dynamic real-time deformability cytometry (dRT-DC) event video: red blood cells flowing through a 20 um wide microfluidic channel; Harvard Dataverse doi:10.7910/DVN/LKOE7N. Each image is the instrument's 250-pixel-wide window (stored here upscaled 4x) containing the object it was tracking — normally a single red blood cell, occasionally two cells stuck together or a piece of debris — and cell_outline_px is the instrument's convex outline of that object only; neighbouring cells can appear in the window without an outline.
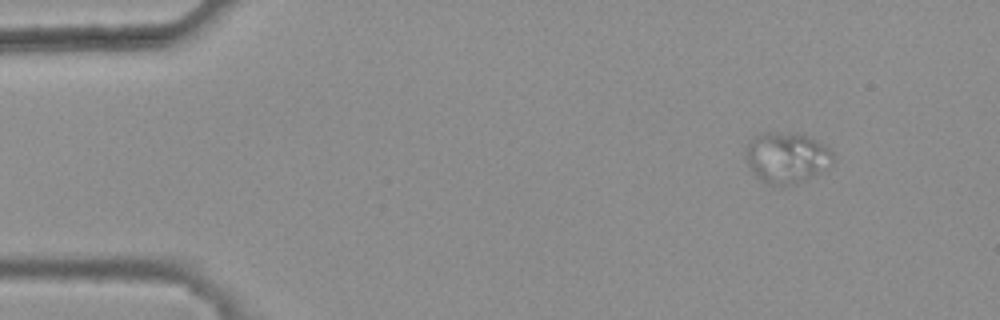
{"species": "common noctule bat (a hibernating species)", "species_latin": "Nyctalus noctula", "temperature_condition": "warm", "stored_images_in_passage": 43, "camera_frame_rate_fps": 3000, "um_per_image_px": 0.085, "animal": {"sex": "female", "body_mass_g": 25.1}, "frame": {"image": 1, "passage_image": 1, "time_ms": 0.0, "image_size_px": [1000, 320], "cell_outline_px": [[836, 160], [804, 180], [796, 184], [784, 188], [768, 184], [760, 180], [752, 172], [748, 164], [748, 140], [760, 132], [796, 132], [808, 136], [828, 148], [832, 152]], "centroid_in_image_um": [66.84, 13.4], "position_along_channel_um": 18.2, "area_um2": 25.89}}
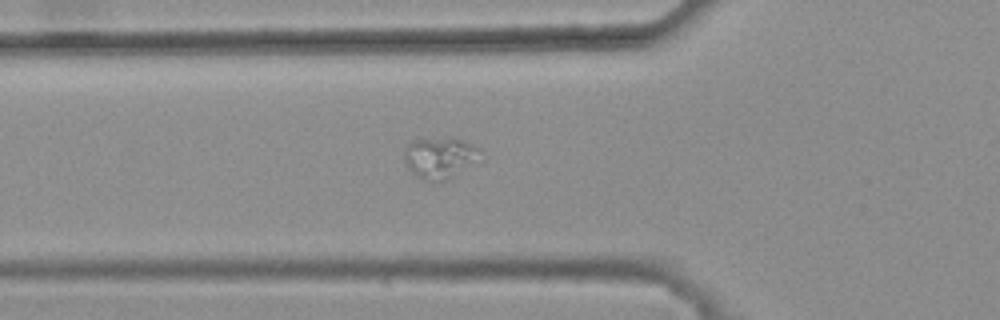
{"frame": {"image": 2, "passage_image": 14, "time_ms": 4.333, "image_size_px": [1000, 320], "cell_outline_px": [[484, 160], [440, 184], [436, 184], [420, 180], [408, 168], [404, 160], [404, 148], [412, 140], [448, 136], [452, 136], [464, 140], [480, 148]], "centroid_in_image_um": [37.46, 13.43], "position_along_channel_um": 88.3, "area_um2": 19.65}}
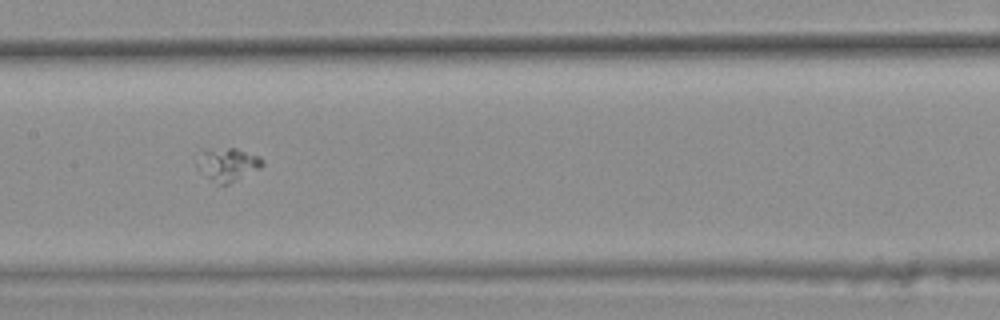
{"frame": {"image": 3, "passage_image": 22, "time_ms": 7.0, "image_size_px": [1000, 320], "cell_outline_px": [[264, 164], [260, 168], [228, 184], [220, 184], [212, 180], [200, 172], [204, 148], [236, 148], [260, 156], [264, 160]], "centroid_in_image_um": [19.45, 13.96], "position_along_channel_um": 188.0, "area_um2": 12.14}}